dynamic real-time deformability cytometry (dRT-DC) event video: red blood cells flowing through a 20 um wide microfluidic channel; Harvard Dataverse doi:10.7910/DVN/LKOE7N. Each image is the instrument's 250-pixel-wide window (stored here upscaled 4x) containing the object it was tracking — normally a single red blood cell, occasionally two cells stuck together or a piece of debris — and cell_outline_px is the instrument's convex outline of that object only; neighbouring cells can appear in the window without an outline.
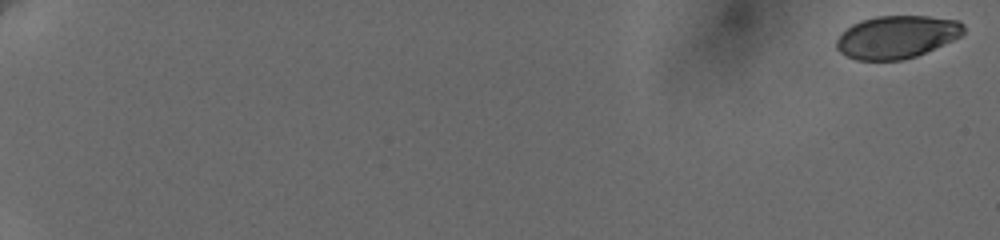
{"species": "human", "species_latin": "Homo sapiens", "temperature_condition": "cold", "stored_images_in_passage": 10, "camera_frame_rate_fps": 3000, "um_per_image_px": 0.085, "donor": {"sex": "female"}, "frame": {"image": 1, "passage_image": 1, "time_ms": 0.0, "image_size_px": [1000, 240], "cell_outline_px": [[964, 32], [960, 36], [952, 40], [916, 56], [900, 60], [856, 60], [840, 52], [836, 48], [836, 40], [852, 24], [860, 20], [876, 16], [928, 16], [960, 20], [964, 24]], "centroid_in_image_um": [76.23, 3.13], "position_along_channel_um": 8.8, "area_um2": 31.5}}
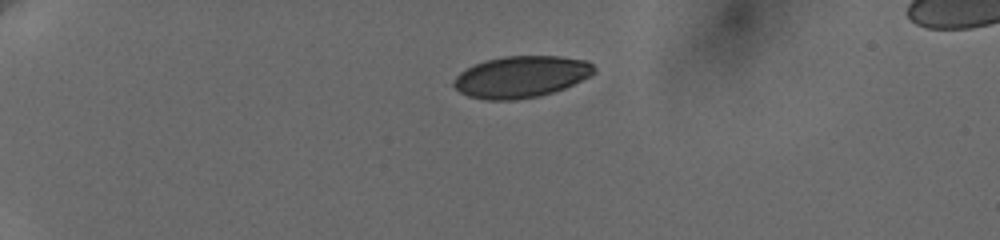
{"frame": {"image": 2, "passage_image": 7, "time_ms": 5.333, "image_size_px": [1000, 240], "cell_outline_px": [[596, 72], [564, 88], [540, 96], [516, 100], [484, 100], [468, 96], [460, 92], [452, 84], [456, 76], [460, 72], [484, 60], [504, 56], [560, 56], [588, 60], [596, 68]], "centroid_in_image_um": [44.29, 6.52], "position_along_channel_um": 40.7, "area_um2": 34.04}}
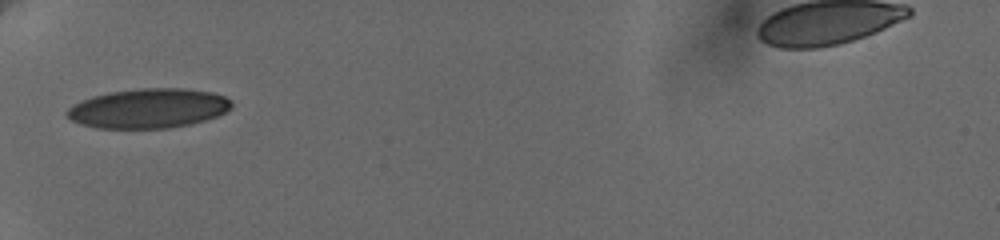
{"frame": {"image": 3, "passage_image": 9, "time_ms": 8.0, "image_size_px": [1000, 240], "cell_outline_px": [[232, 108], [216, 116], [192, 124], [168, 128], [96, 128], [80, 124], [64, 116], [64, 112], [72, 104], [92, 96], [108, 92], [140, 88], [184, 88], [212, 92], [224, 96], [232, 100]], "centroid_in_image_um": [12.59, 9.21], "position_along_channel_um": 72.4, "area_um2": 38.26}}